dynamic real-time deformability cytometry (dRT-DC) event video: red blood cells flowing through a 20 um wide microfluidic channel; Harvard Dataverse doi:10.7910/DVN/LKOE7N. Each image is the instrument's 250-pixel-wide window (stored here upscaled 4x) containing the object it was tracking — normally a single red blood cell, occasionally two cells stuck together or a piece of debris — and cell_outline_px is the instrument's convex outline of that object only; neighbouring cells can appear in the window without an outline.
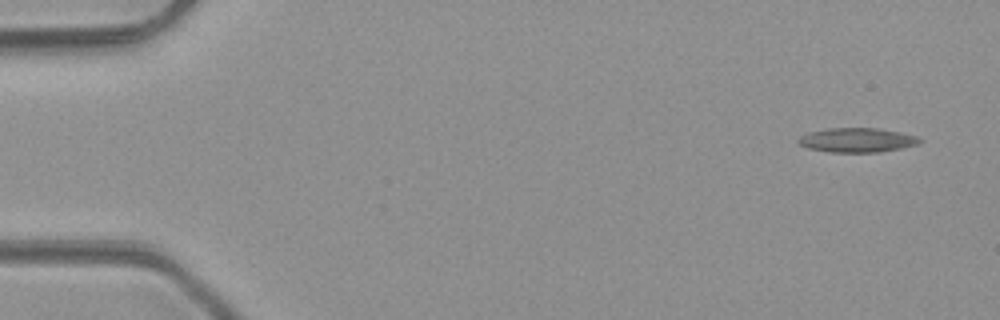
{"species": "common noctule bat (a hibernating species)", "species_latin": "Nyctalus noctula", "temperature_condition": "room temperature", "stored_images_in_passage": 5, "camera_frame_rate_fps": 3000, "um_per_image_px": 0.085, "animal": {"sex": "male", "body_mass_g": 23.1, "forearm_length_mm": 52.7}, "frame": {"image": 1, "passage_image": 1, "time_ms": 0.0, "image_size_px": [1000, 320], "cell_outline_px": [[924, 140], [916, 144], [900, 148], [880, 152], [832, 152], [808, 148], [800, 144], [796, 140], [800, 136], [808, 132], [828, 128], [880, 128], [900, 132], [916, 136]], "centroid_in_image_um": [72.84, 11.9], "position_along_channel_um": 12.2, "area_um2": 17.17}}
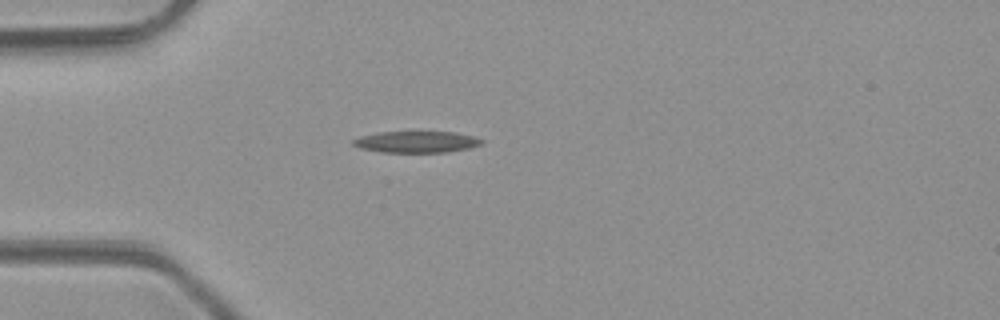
{"frame": {"image": 2, "passage_image": 4, "time_ms": 3.667, "image_size_px": [1000, 320], "cell_outline_px": [[484, 140], [480, 144], [468, 148], [444, 152], [380, 152], [360, 148], [352, 144], [352, 140], [360, 136], [380, 132], [452, 132], [472, 136]], "centroid_in_image_um": [35.34, 12.06], "position_along_channel_um": 49.7, "area_um2": 15.84}}